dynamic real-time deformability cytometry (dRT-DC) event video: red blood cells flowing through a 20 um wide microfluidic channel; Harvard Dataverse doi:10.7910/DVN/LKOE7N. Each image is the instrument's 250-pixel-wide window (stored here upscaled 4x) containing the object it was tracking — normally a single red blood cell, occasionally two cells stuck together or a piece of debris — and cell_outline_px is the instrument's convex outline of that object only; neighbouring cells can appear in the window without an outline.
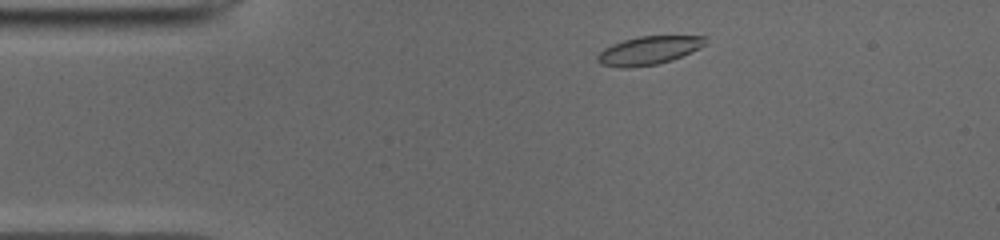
{"species": "common noctule bat (a hibernating species)", "species_latin": "Nyctalus noctula", "temperature_condition": "cold", "stored_images_in_passage": 45, "camera_frame_rate_fps": 3000, "um_per_image_px": 0.085, "animal": {"sex": "male", "body_mass_g": 19.0, "forearm_length_mm": 50.8}, "frame": {"image": 1, "passage_image": 3, "time_ms": 0.667, "image_size_px": [1000, 240], "cell_outline_px": [[708, 44], [700, 48], [672, 60], [656, 64], [628, 68], [620, 68], [600, 64], [596, 60], [596, 56], [604, 48], [612, 44], [624, 40], [640, 36], [708, 36]], "centroid_in_image_um": [55.16, 4.29], "position_along_channel_um": 29.8, "area_um2": 17.98}}
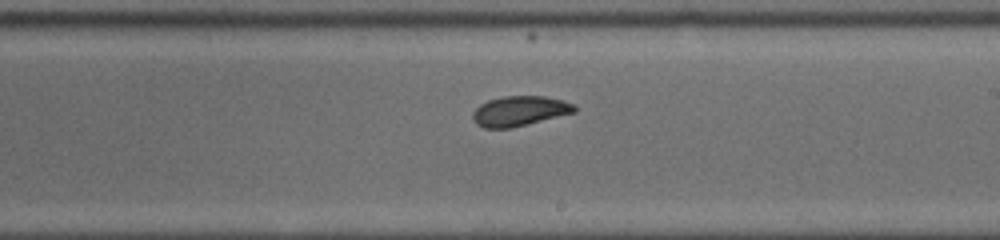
{"frame": {"image": 2, "passage_image": 23, "time_ms": 7.333, "image_size_px": [1000, 240], "cell_outline_px": [[576, 112], [508, 128], [484, 128], [476, 124], [472, 116], [472, 112], [480, 104], [488, 100], [500, 96], [544, 96], [560, 100], [572, 104], [576, 108]], "centroid_in_image_um": [44.11, 9.43], "position_along_channel_um": 244.9, "area_um2": 17.51}}
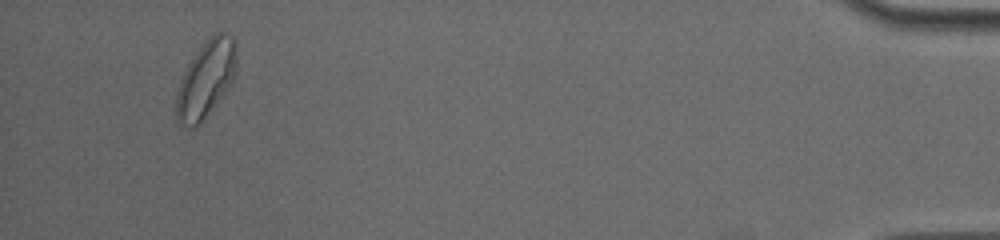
{"frame": {"image": 3, "passage_image": 42, "time_ms": 13.667, "image_size_px": [1000, 240], "cell_outline_px": [[236, 68], [232, 80], [228, 88], [216, 104], [196, 128], [188, 128], [176, 124], [176, 92], [180, 80], [188, 64], [196, 52], [216, 32], [228, 32], [236, 40]], "centroid_in_image_um": [17.49, 6.76], "position_along_channel_um": 417.7, "area_um2": 27.05}, "authors_computed_cell_mechanics": {"area_um2": 17.918, "velocity_mm_per_s": 3.9191, "shape_relaxation_time_tau1_ms": 3.4428, "shape_relaxation_time_tau2_ms": 1.1904, "deformation_change_tau1": 0.1281, "deformation_change_tau2": 0.063}}